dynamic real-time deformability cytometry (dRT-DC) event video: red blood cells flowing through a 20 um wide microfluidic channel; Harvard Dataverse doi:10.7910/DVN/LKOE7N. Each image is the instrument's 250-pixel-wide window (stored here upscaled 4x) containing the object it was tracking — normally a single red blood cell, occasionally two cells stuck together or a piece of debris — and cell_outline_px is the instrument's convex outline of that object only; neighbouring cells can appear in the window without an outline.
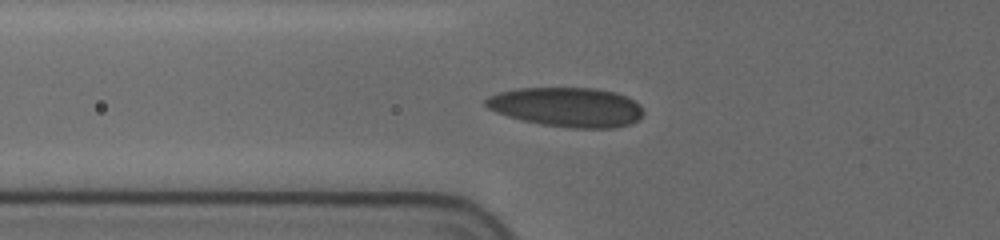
{"species": "human", "species_latin": "Homo sapiens", "temperature_condition": "cold", "stored_images_in_passage": 14, "camera_frame_rate_fps": 3000, "um_per_image_px": 0.085, "donor": {"sex": "female"}, "frame": {"image": 1, "passage_image": 10, "time_ms": 3.0, "image_size_px": [1000, 240], "cell_outline_px": [[644, 112], [636, 120], [628, 124], [612, 128], [572, 128], [540, 124], [520, 120], [496, 112], [488, 108], [484, 104], [484, 100], [488, 96], [500, 92], [520, 88], [592, 88], [616, 92], [640, 104]], "centroid_in_image_um": [48.15, 9.1], "position_along_channel_um": 77.6, "area_um2": 36.13}}
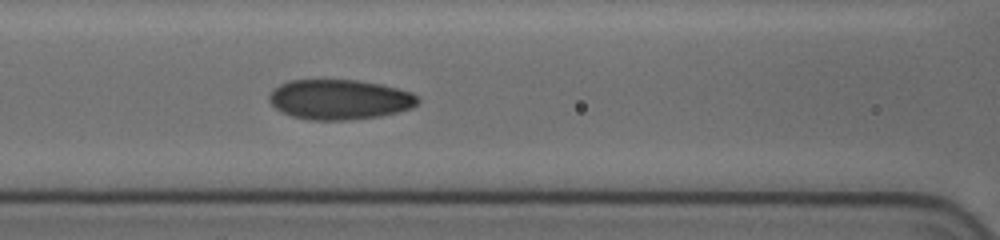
{"frame": {"image": 2, "passage_image": 14, "time_ms": 4.667, "image_size_px": [1000, 240], "cell_outline_px": [[420, 100], [412, 108], [380, 116], [348, 120], [308, 120], [292, 116], [276, 108], [268, 100], [268, 96], [280, 84], [288, 80], [356, 80], [380, 84], [412, 92]], "centroid_in_image_um": [28.86, 8.46], "position_along_channel_um": 137.7, "area_um2": 34.51}}